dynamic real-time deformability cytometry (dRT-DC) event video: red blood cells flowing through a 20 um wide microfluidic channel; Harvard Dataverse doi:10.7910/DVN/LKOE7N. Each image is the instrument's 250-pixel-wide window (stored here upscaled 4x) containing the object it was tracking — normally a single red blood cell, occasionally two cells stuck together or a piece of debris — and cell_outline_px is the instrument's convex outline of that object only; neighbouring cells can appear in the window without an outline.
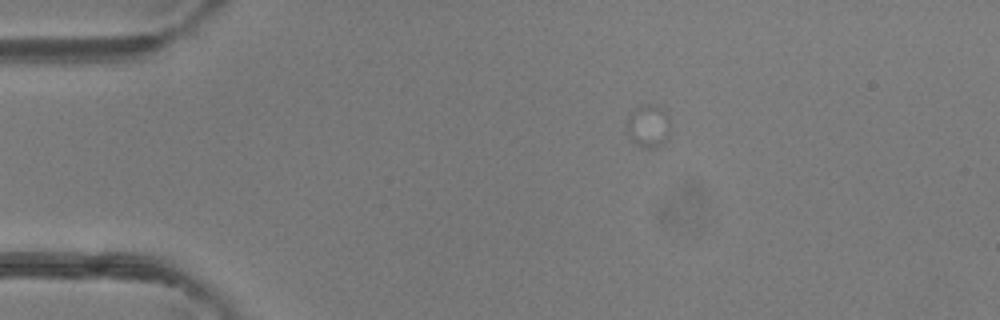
{"species": "common noctule bat (a hibernating species)", "species_latin": "Nyctalus noctula", "temperature_condition": "room temperature", "stored_images_in_passage": 2, "camera_frame_rate_fps": 3000, "um_per_image_px": 0.085, "animal": {"sex": "female"}, "frame": {"image": 1, "passage_image": 1, "time_ms": 0.0, "image_size_px": [1000, 320], "cell_outline_px": [[668, 140], [660, 144], [648, 148], [640, 148], [628, 136], [628, 116], [636, 108], [644, 104], [652, 104], [664, 108], [668, 116]], "centroid_in_image_um": [55.11, 10.7], "position_along_channel_um": 29.9, "area_um2": 10.69}}